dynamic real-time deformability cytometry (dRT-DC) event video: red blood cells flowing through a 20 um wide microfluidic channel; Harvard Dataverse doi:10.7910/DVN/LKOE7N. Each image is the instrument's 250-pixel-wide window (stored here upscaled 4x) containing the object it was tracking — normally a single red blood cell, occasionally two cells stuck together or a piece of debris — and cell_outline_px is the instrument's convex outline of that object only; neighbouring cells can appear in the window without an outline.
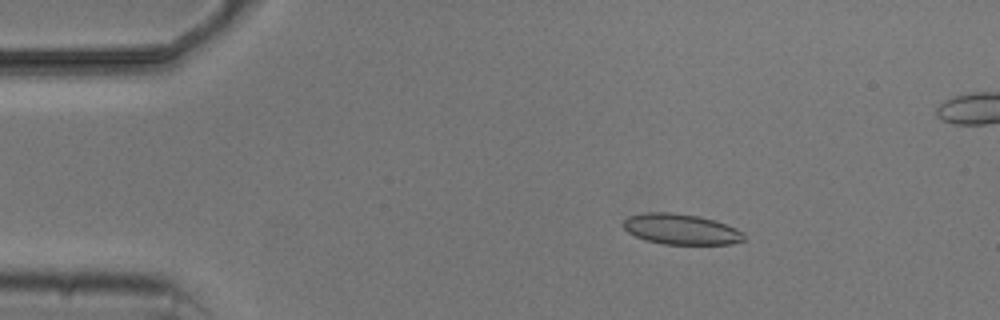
{"species": "common noctule bat (a hibernating species)", "species_latin": "Nyctalus noctula", "temperature_condition": "cold", "stored_images_in_passage": 4, "camera_frame_rate_fps": 3000, "um_per_image_px": 0.085, "animal": {"sex": "male", "body_mass_g": 20.5, "forearm_length_mm": 52.5}, "frame": {"image": 1, "passage_image": 2, "time_ms": 1.333, "image_size_px": [1000, 320], "cell_outline_px": [[744, 240], [732, 244], [664, 244], [644, 240], [628, 232], [624, 228], [624, 220], [628, 216], [648, 212], [672, 212], [700, 216], [736, 228], [744, 232]], "centroid_in_image_um": [57.88, 19.48], "position_along_channel_um": 27.1, "area_um2": 21.44}}